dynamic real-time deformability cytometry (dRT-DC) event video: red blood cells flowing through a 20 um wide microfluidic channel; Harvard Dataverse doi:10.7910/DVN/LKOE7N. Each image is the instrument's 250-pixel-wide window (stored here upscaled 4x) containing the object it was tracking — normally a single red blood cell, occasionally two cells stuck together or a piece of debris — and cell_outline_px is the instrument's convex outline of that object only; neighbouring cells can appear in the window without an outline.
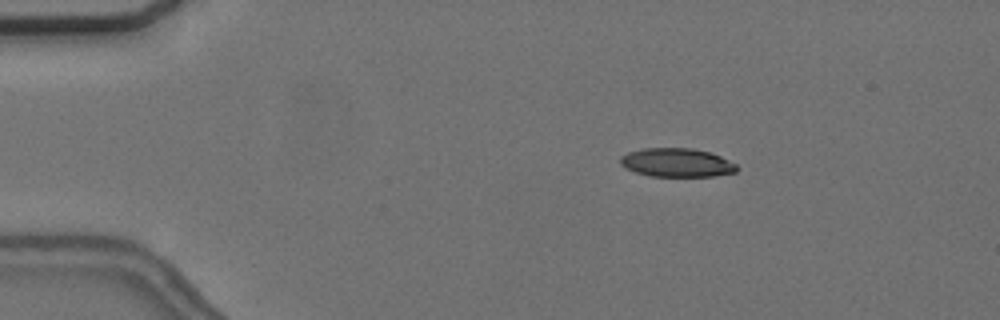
{"species": "common noctule bat (a hibernating species)", "species_latin": "Nyctalus noctula", "temperature_condition": "cold", "stored_images_in_passage": 5, "camera_frame_rate_fps": 3000, "um_per_image_px": 0.085, "animal": {"sex": "female", "body_mass_g": 24.6, "forearm_length_mm": 56.2}, "frame": {"image": 1, "passage_image": 2, "time_ms": 1.333, "image_size_px": [1000, 320], "cell_outline_px": [[740, 168], [736, 172], [716, 176], [652, 176], [636, 172], [624, 168], [620, 164], [620, 156], [628, 152], [644, 148], [692, 148], [708, 152], [720, 156], [736, 164]], "centroid_in_image_um": [57.53, 13.82], "position_along_channel_um": 27.5, "area_um2": 19.54}}